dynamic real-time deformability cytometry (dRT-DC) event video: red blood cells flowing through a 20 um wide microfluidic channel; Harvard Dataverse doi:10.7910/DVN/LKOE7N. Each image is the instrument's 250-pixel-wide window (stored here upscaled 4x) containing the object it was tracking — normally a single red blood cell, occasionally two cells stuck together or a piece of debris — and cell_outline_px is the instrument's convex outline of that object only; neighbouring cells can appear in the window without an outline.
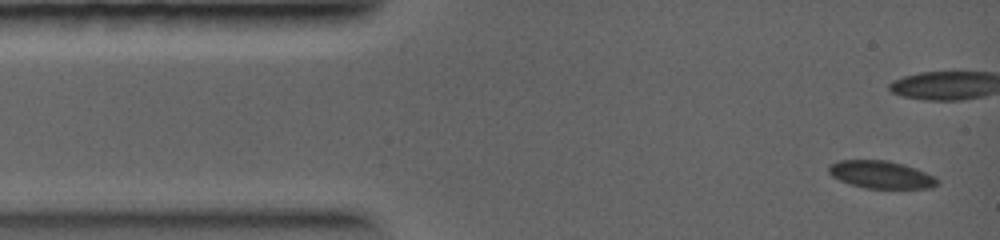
{"species": "common noctule bat (a hibernating species)", "species_latin": "Nyctalus noctula", "temperature_condition": "warm", "stored_images_in_passage": 29, "camera_frame_rate_fps": 5000, "um_per_image_px": 0.085, "animal": {"sex": "female", "body_mass_g": 19.0, "forearm_length_mm": 56.7}, "frame": {"image": 1, "passage_image": 1, "time_ms": 0.0, "image_size_px": [1000, 240], "cell_outline_px": [[940, 180], [932, 188], [864, 188], [848, 184], [832, 176], [828, 172], [828, 164], [836, 160], [888, 160], [904, 164], [916, 168]], "centroid_in_image_um": [74.83, 14.83], "position_along_channel_um": 10.2, "area_um2": 17.57}}